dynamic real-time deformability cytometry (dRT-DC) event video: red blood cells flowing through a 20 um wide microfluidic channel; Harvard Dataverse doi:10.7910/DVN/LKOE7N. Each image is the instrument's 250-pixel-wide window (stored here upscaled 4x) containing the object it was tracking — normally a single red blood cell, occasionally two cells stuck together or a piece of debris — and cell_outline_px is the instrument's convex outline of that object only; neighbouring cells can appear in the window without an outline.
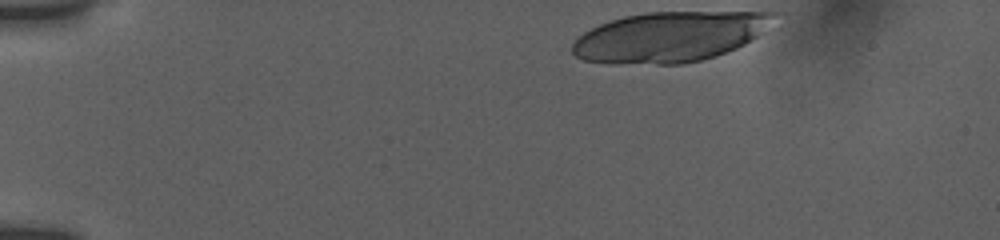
{"species": "human", "species_latin": "Homo sapiens", "temperature_condition": "room temperature", "stored_images_in_passage": 38, "segment_of_instrument_passage": [1, 2], "camera_frame_rate_fps": 3000, "um_per_image_px": 0.085, "donor": {"sex": "female"}, "frame": {"image": 1, "passage_image": 1, "time_ms": 0.0, "image_size_px": [1000, 240], "cell_outline_px": [[780, 12], [756, 36], [744, 44], [736, 48], [716, 56], [684, 64], [656, 64], [584, 60], [576, 56], [572, 52], [572, 44], [584, 32], [600, 24], [624, 16], [644, 12]], "centroid_in_image_um": [56.92, 3.11], "position_along_channel_um": 28.1, "area_um2": 57.97}}